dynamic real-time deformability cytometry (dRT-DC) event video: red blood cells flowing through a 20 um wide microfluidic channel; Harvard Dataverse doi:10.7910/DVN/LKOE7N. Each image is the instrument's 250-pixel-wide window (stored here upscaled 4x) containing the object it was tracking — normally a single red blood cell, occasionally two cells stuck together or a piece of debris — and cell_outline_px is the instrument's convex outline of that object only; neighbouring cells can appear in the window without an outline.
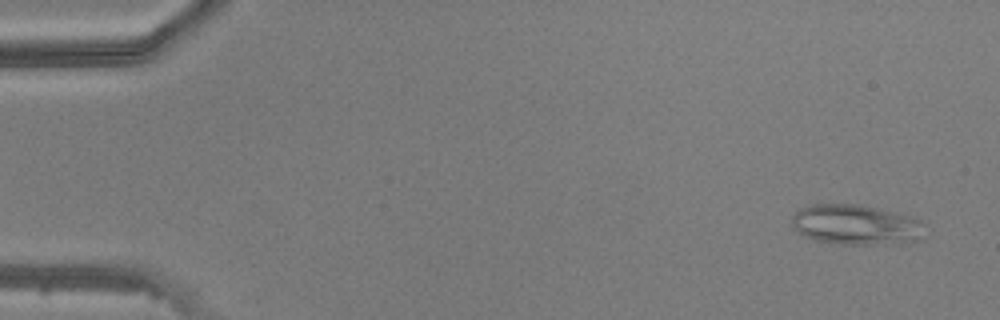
{"species": "common noctule bat (a hibernating species)", "species_latin": "Nyctalus noctula", "temperature_condition": "warm", "stored_images_in_passage": 48, "camera_frame_rate_fps": 3000, "um_per_image_px": 0.085, "animal": {"sex": "male", "body_mass_g": 20.5, "forearm_length_mm": 52.5}, "frame": {"image": 1, "passage_image": 3, "time_ms": 0.667, "image_size_px": [1000, 320], "cell_outline_px": [[928, 224], [916, 240], [900, 244], [844, 244], [816, 240], [804, 236], [792, 224], [792, 216], [800, 208], [812, 204], [860, 204], [896, 212], [912, 216]], "centroid_in_image_um": [72.8, 19.09], "position_along_channel_um": 12.2, "area_um2": 31.21}}
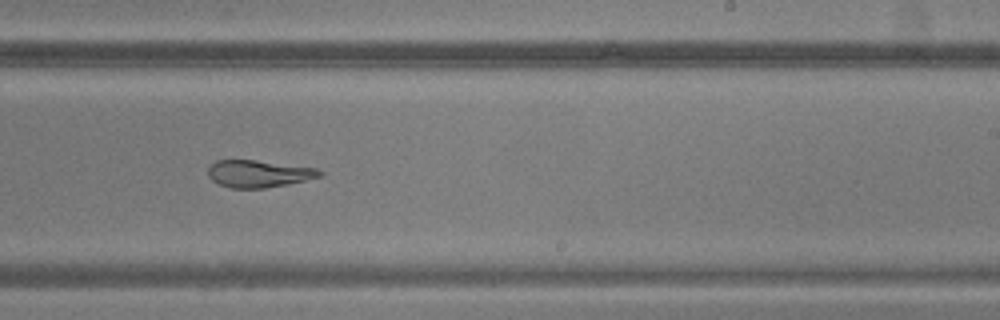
{"frame": {"image": 2, "passage_image": 30, "time_ms": 9.667, "image_size_px": [1000, 320], "cell_outline_px": [[324, 172], [320, 176], [288, 184], [264, 188], [232, 188], [220, 184], [212, 180], [208, 176], [208, 168], [216, 160], [252, 160], [316, 168]], "centroid_in_image_um": [21.96, 14.77], "position_along_channel_um": 267.0, "area_um2": 17.4}}
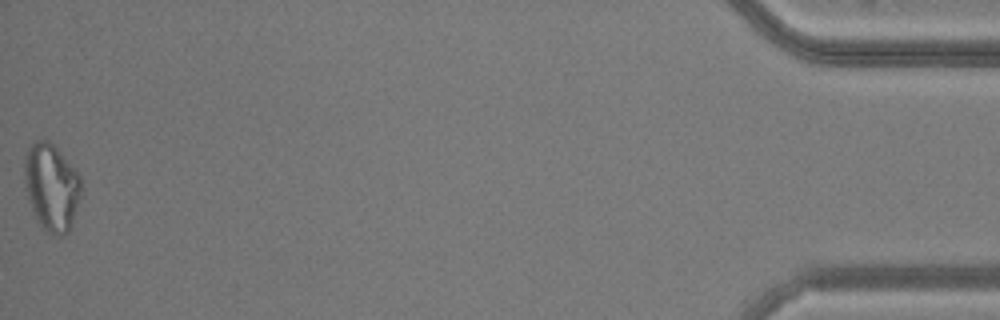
{"frame": {"image": 3, "passage_image": 48, "time_ms": 15.667, "image_size_px": [1000, 320], "cell_outline_px": [[84, 192], [68, 232], [60, 236], [48, 232], [36, 220], [28, 200], [24, 180], [24, 156], [32, 144], [36, 140], [48, 140], [76, 168], [80, 176], [84, 188]], "centroid_in_image_um": [4.41, 15.9], "position_along_channel_um": 430.8, "area_um2": 29.25}}